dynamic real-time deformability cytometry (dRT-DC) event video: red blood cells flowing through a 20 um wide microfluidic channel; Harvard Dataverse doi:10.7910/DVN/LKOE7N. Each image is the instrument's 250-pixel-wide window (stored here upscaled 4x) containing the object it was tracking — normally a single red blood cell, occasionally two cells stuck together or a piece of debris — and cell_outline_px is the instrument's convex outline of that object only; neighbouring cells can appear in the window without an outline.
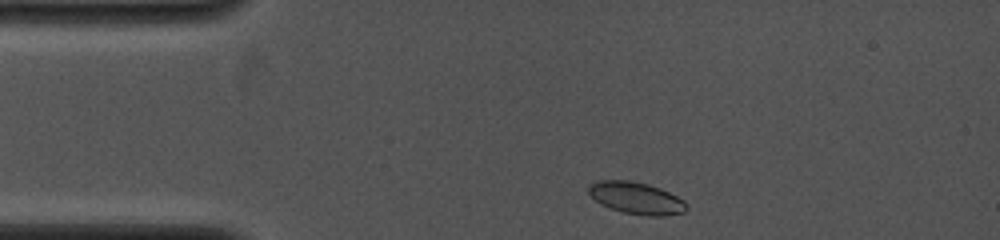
{"species": "common noctule bat (a hibernating species)", "species_latin": "Nyctalus noctula", "temperature_condition": "cold", "stored_images_in_passage": 42, "camera_frame_rate_fps": 4000, "um_per_image_px": 0.085, "animal": {"sex": "female", "body_mass_g": 19.0, "forearm_length_mm": 53.3}, "frame": {"image": 1, "passage_image": 3, "time_ms": 0.25, "image_size_px": [1000, 240], "cell_outline_px": [[688, 208], [684, 212], [664, 216], [648, 216], [624, 212], [608, 208], [600, 204], [588, 192], [588, 188], [596, 180], [632, 180], [648, 184], [660, 188], [684, 200], [688, 204]], "centroid_in_image_um": [54.1, 16.83], "position_along_channel_um": 30.9, "area_um2": 18.32}}
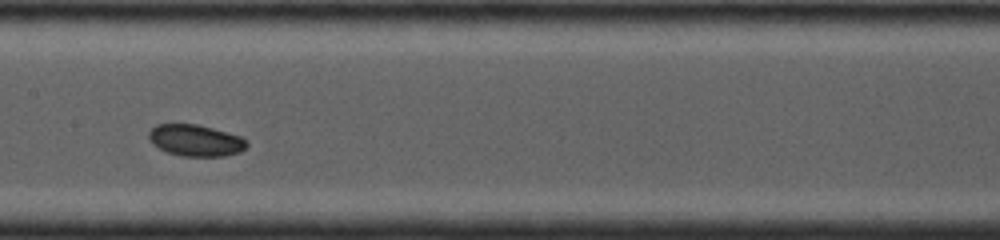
{"frame": {"image": 2, "passage_image": 21, "time_ms": 5.0, "image_size_px": [1000, 240], "cell_outline_px": [[248, 144], [240, 152], [224, 156], [180, 156], [168, 152], [152, 144], [148, 140], [148, 132], [156, 124], [200, 124], [240, 136], [248, 140]], "centroid_in_image_um": [16.62, 11.93], "position_along_channel_um": 190.8, "area_um2": 18.15}}
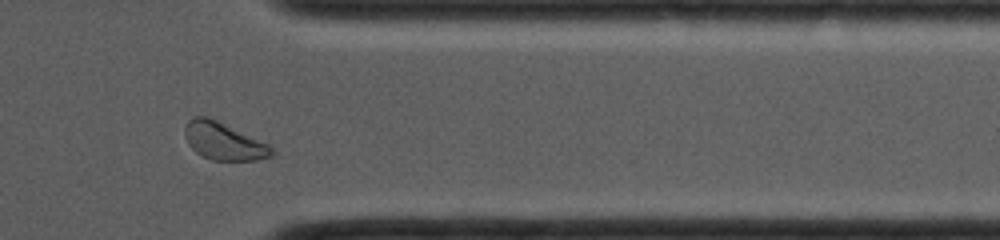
{"frame": {"image": 3, "passage_image": 37, "time_ms": 9.75, "image_size_px": [1000, 240], "cell_outline_px": [[276, 152], [272, 156], [256, 160], [212, 160], [196, 152], [188, 144], [184, 136], [184, 128], [188, 120], [192, 116], [208, 116], [268, 144]], "centroid_in_image_um": [18.99, 11.99], "position_along_channel_um": 392.4, "area_um2": 18.9}}